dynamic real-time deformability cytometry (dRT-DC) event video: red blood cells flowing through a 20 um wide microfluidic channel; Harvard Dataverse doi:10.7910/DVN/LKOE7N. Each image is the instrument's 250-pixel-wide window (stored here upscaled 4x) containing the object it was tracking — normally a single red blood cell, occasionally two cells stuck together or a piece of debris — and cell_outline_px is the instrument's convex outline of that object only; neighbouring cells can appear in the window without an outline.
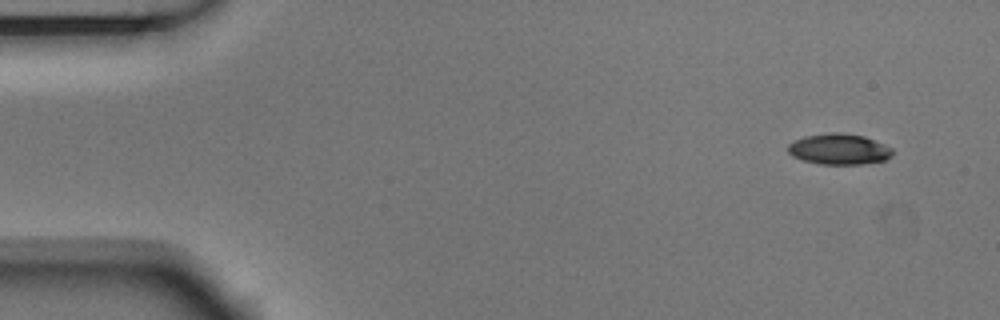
{"species": "Egyptian fruit bat (a non-hibernating species)", "species_latin": "Rousettus aegyptiacus", "temperature_condition": "room temperature", "stored_images_in_passage": 52, "camera_frame_rate_fps": 3000, "um_per_image_px": 0.085, "animal": {"sex": "male"}, "frame": {"image": 1, "passage_image": 1, "time_ms": 0.0, "image_size_px": [1000, 320], "cell_outline_px": [[892, 156], [884, 160], [860, 164], [820, 164], [804, 160], [792, 156], [788, 152], [788, 144], [804, 136], [832, 132], [840, 132], [864, 136], [884, 144], [892, 148]], "centroid_in_image_um": [71.32, 12.67], "position_along_channel_um": 13.7, "area_um2": 18.67}}
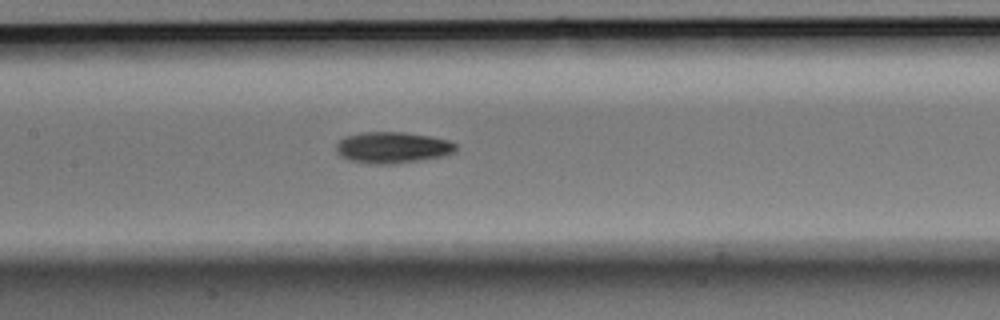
{"frame": {"image": 2, "passage_image": 23, "time_ms": 7.333, "image_size_px": [1000, 320], "cell_outline_px": [[456, 152], [444, 156], [396, 164], [368, 164], [348, 160], [340, 156], [336, 152], [336, 144], [344, 136], [364, 132], [404, 132], [432, 136], [448, 140], [456, 144]], "centroid_in_image_um": [33.35, 12.55], "position_along_channel_um": 174.0, "area_um2": 22.14}}
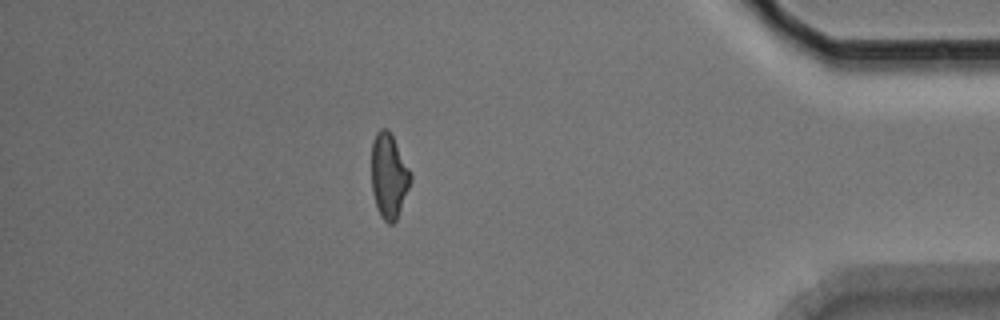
{"frame": {"image": 3, "passage_image": 45, "time_ms": 14.667, "image_size_px": [1000, 320], "cell_outline_px": [[412, 180], [396, 220], [392, 224], [388, 224], [380, 216], [372, 192], [372, 140], [376, 132], [380, 128], [388, 128], [412, 172]], "centroid_in_image_um": [33.06, 14.93], "position_along_channel_um": 402.1, "area_um2": 19.42}, "authors_computed_cell_mechanics": {"area_um2": 20.0277, "velocity_mm_per_s": 3.6735, "shape_relaxation_time_tau1_ms": 4.5853, "shape_relaxation_time_tau2_ms": null, "deformation_change_tau1": 0.1445, "deformation_change_tau2": null}}